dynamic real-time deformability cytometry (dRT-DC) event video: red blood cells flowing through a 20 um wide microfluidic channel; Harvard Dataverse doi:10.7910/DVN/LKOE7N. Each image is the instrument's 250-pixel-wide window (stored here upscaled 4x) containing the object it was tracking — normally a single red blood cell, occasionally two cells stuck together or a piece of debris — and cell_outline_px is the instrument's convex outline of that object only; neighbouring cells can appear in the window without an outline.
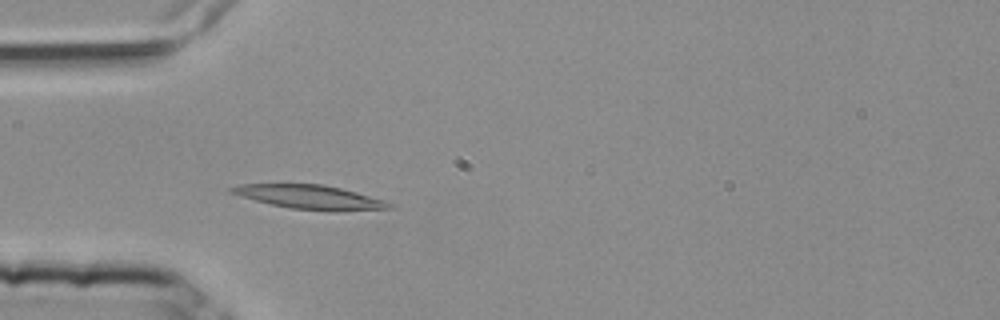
{"species": "common noctule bat (a hibernating species)", "species_latin": "Nyctalus noctula", "temperature_condition": "room temperature", "stored_images_in_passage": 1, "camera_frame_rate_fps": 3000, "um_per_image_px": 0.085, "animal": {"sex": "female", "body_mass_g": 25.1}, "frame": {"image": 1, "passage_image": 1, "time_ms": 0.0, "image_size_px": [1000, 320], "cell_outline_px": [[392, 208], [336, 212], [288, 208], [240, 196], [228, 192], [228, 188], [236, 184], [320, 184], [340, 188], [356, 192], [384, 200], [392, 204]], "centroid_in_image_um": [26.32, 16.76], "position_along_channel_um": 58.7, "area_um2": 22.08}}